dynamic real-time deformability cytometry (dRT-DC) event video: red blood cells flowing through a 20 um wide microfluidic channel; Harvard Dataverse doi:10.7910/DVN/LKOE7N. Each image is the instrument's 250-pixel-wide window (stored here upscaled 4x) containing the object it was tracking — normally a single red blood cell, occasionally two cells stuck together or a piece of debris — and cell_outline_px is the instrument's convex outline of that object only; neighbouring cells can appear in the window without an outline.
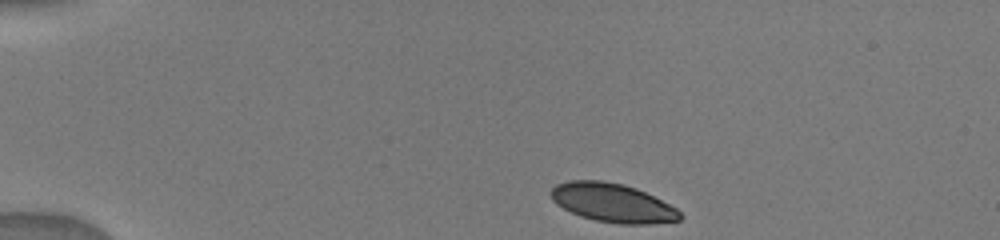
{"species": "human", "species_latin": "Homo sapiens", "temperature_condition": "warm", "stored_images_in_passage": 17, "camera_frame_rate_fps": 3000, "um_per_image_px": 0.085, "donor": {"sex": "male"}, "frame": {"image": 1, "passage_image": 1, "time_ms": 0.0, "image_size_px": [1000, 240], "cell_outline_px": [[684, 216], [680, 220], [648, 224], [620, 224], [596, 220], [580, 216], [556, 204], [552, 200], [548, 192], [556, 184], [568, 180], [600, 180], [624, 184], [636, 188], [676, 208]], "centroid_in_image_um": [52.03, 17.23], "position_along_channel_um": 33.0, "area_um2": 29.13}}
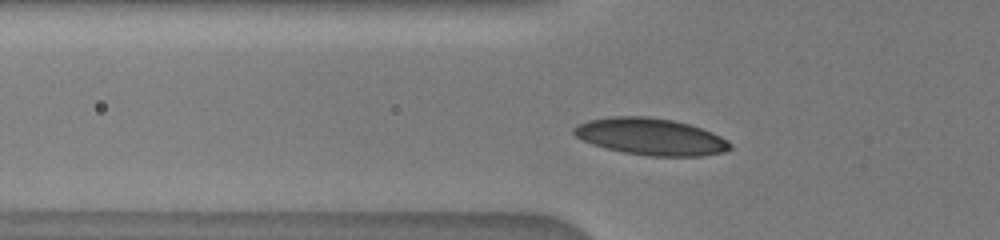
{"frame": {"image": 2, "passage_image": 12, "time_ms": 2.667, "image_size_px": [1000, 240], "cell_outline_px": [[732, 148], [724, 152], [700, 156], [652, 156], [624, 152], [592, 144], [576, 136], [572, 132], [572, 128], [576, 124], [588, 120], [612, 116], [648, 116], [672, 120], [688, 124], [712, 132], [728, 140], [732, 144]], "centroid_in_image_um": [55.31, 11.61], "position_along_channel_um": 70.5, "area_um2": 33.47}}
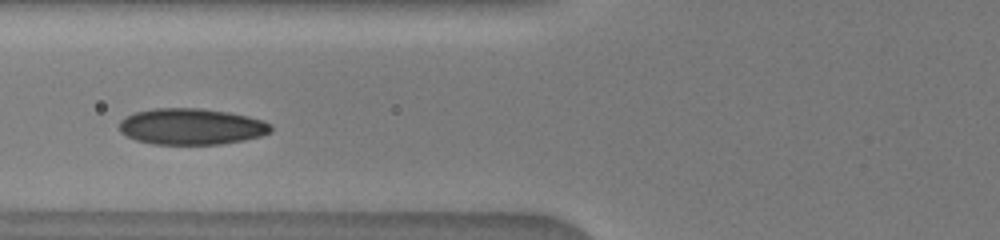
{"frame": {"image": 3, "passage_image": 16, "time_ms": 3.667, "image_size_px": [1000, 240], "cell_outline_px": [[272, 132], [260, 136], [244, 140], [220, 144], [152, 144], [136, 140], [120, 132], [120, 120], [124, 116], [136, 112], [152, 108], [200, 108], [228, 112], [248, 116], [264, 120], [272, 124]], "centroid_in_image_um": [16.28, 10.75], "position_along_channel_um": 109.5, "area_um2": 32.19}}